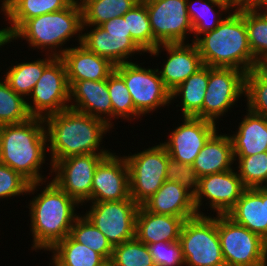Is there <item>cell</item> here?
<instances>
[{
	"mask_svg": "<svg viewBox=\"0 0 267 266\" xmlns=\"http://www.w3.org/2000/svg\"><path fill=\"white\" fill-rule=\"evenodd\" d=\"M43 120L46 124L47 142L50 143L47 147L52 154L51 166L57 160L70 156L111 153L99 148L103 135L111 128L101 119L68 108Z\"/></svg>",
	"mask_w": 267,
	"mask_h": 266,
	"instance_id": "1",
	"label": "cell"
},
{
	"mask_svg": "<svg viewBox=\"0 0 267 266\" xmlns=\"http://www.w3.org/2000/svg\"><path fill=\"white\" fill-rule=\"evenodd\" d=\"M203 34L193 39L203 65L251 71L255 58L248 41L245 6L228 13L214 30Z\"/></svg>",
	"mask_w": 267,
	"mask_h": 266,
	"instance_id": "2",
	"label": "cell"
},
{
	"mask_svg": "<svg viewBox=\"0 0 267 266\" xmlns=\"http://www.w3.org/2000/svg\"><path fill=\"white\" fill-rule=\"evenodd\" d=\"M44 124V125H43ZM47 135L42 118L0 126V163L18 172L30 184H43L39 172L45 163Z\"/></svg>",
	"mask_w": 267,
	"mask_h": 266,
	"instance_id": "3",
	"label": "cell"
},
{
	"mask_svg": "<svg viewBox=\"0 0 267 266\" xmlns=\"http://www.w3.org/2000/svg\"><path fill=\"white\" fill-rule=\"evenodd\" d=\"M79 203L64 192L53 180L41 194L30 201L31 231L35 250H50L70 234Z\"/></svg>",
	"mask_w": 267,
	"mask_h": 266,
	"instance_id": "4",
	"label": "cell"
},
{
	"mask_svg": "<svg viewBox=\"0 0 267 266\" xmlns=\"http://www.w3.org/2000/svg\"><path fill=\"white\" fill-rule=\"evenodd\" d=\"M83 18L81 6L71 3L62 10L46 13L28 19L9 39L22 38L29 42V46L45 50H51L53 56L57 57L58 46L69 41L73 35L79 32V45L82 43ZM72 36V37H71Z\"/></svg>",
	"mask_w": 267,
	"mask_h": 266,
	"instance_id": "5",
	"label": "cell"
},
{
	"mask_svg": "<svg viewBox=\"0 0 267 266\" xmlns=\"http://www.w3.org/2000/svg\"><path fill=\"white\" fill-rule=\"evenodd\" d=\"M179 242L186 266H226L218 235V215L186 219Z\"/></svg>",
	"mask_w": 267,
	"mask_h": 266,
	"instance_id": "6",
	"label": "cell"
},
{
	"mask_svg": "<svg viewBox=\"0 0 267 266\" xmlns=\"http://www.w3.org/2000/svg\"><path fill=\"white\" fill-rule=\"evenodd\" d=\"M218 235L226 266H267V241L226 214H218Z\"/></svg>",
	"mask_w": 267,
	"mask_h": 266,
	"instance_id": "7",
	"label": "cell"
},
{
	"mask_svg": "<svg viewBox=\"0 0 267 266\" xmlns=\"http://www.w3.org/2000/svg\"><path fill=\"white\" fill-rule=\"evenodd\" d=\"M124 157L128 164L130 197L138 205H142L166 181V166L170 156L160 143Z\"/></svg>",
	"mask_w": 267,
	"mask_h": 266,
	"instance_id": "8",
	"label": "cell"
},
{
	"mask_svg": "<svg viewBox=\"0 0 267 266\" xmlns=\"http://www.w3.org/2000/svg\"><path fill=\"white\" fill-rule=\"evenodd\" d=\"M114 70L123 78L131 94L135 117L171 103V92L165 87L158 69H146L129 62L116 65Z\"/></svg>",
	"mask_w": 267,
	"mask_h": 266,
	"instance_id": "9",
	"label": "cell"
},
{
	"mask_svg": "<svg viewBox=\"0 0 267 266\" xmlns=\"http://www.w3.org/2000/svg\"><path fill=\"white\" fill-rule=\"evenodd\" d=\"M82 45L113 65L129 63L127 58L134 53L145 51L131 38L127 18L115 17L100 26H95L87 34H82ZM127 59V60H126Z\"/></svg>",
	"mask_w": 267,
	"mask_h": 266,
	"instance_id": "10",
	"label": "cell"
},
{
	"mask_svg": "<svg viewBox=\"0 0 267 266\" xmlns=\"http://www.w3.org/2000/svg\"><path fill=\"white\" fill-rule=\"evenodd\" d=\"M67 70L61 57H55L45 68L34 86L30 99L27 100L28 111L32 117L46 118L49 115L68 109L70 101Z\"/></svg>",
	"mask_w": 267,
	"mask_h": 266,
	"instance_id": "11",
	"label": "cell"
},
{
	"mask_svg": "<svg viewBox=\"0 0 267 266\" xmlns=\"http://www.w3.org/2000/svg\"><path fill=\"white\" fill-rule=\"evenodd\" d=\"M91 203L85 216L105 235L112 247L135 237L139 205L131 197Z\"/></svg>",
	"mask_w": 267,
	"mask_h": 266,
	"instance_id": "12",
	"label": "cell"
},
{
	"mask_svg": "<svg viewBox=\"0 0 267 266\" xmlns=\"http://www.w3.org/2000/svg\"><path fill=\"white\" fill-rule=\"evenodd\" d=\"M147 8L154 37V49L160 44L184 43L193 33L187 0H141Z\"/></svg>",
	"mask_w": 267,
	"mask_h": 266,
	"instance_id": "13",
	"label": "cell"
},
{
	"mask_svg": "<svg viewBox=\"0 0 267 266\" xmlns=\"http://www.w3.org/2000/svg\"><path fill=\"white\" fill-rule=\"evenodd\" d=\"M245 76V72L234 68L209 67L202 119L216 123L245 94Z\"/></svg>",
	"mask_w": 267,
	"mask_h": 266,
	"instance_id": "14",
	"label": "cell"
},
{
	"mask_svg": "<svg viewBox=\"0 0 267 266\" xmlns=\"http://www.w3.org/2000/svg\"><path fill=\"white\" fill-rule=\"evenodd\" d=\"M109 154H83L57 160L51 170L53 181L70 197L83 205L91 201L93 175L99 162Z\"/></svg>",
	"mask_w": 267,
	"mask_h": 266,
	"instance_id": "15",
	"label": "cell"
},
{
	"mask_svg": "<svg viewBox=\"0 0 267 266\" xmlns=\"http://www.w3.org/2000/svg\"><path fill=\"white\" fill-rule=\"evenodd\" d=\"M184 123L162 143L171 158L192 165L208 139L217 131L216 123L198 117L184 116Z\"/></svg>",
	"mask_w": 267,
	"mask_h": 266,
	"instance_id": "16",
	"label": "cell"
},
{
	"mask_svg": "<svg viewBox=\"0 0 267 266\" xmlns=\"http://www.w3.org/2000/svg\"><path fill=\"white\" fill-rule=\"evenodd\" d=\"M237 173L231 169L200 177L198 190L194 195V205L198 215H203L199 209L205 197L210 200L209 206L217 211V215L227 214L246 189Z\"/></svg>",
	"mask_w": 267,
	"mask_h": 266,
	"instance_id": "17",
	"label": "cell"
},
{
	"mask_svg": "<svg viewBox=\"0 0 267 266\" xmlns=\"http://www.w3.org/2000/svg\"><path fill=\"white\" fill-rule=\"evenodd\" d=\"M129 197V171L126 158L110 153L95 169L91 202L121 201Z\"/></svg>",
	"mask_w": 267,
	"mask_h": 266,
	"instance_id": "18",
	"label": "cell"
},
{
	"mask_svg": "<svg viewBox=\"0 0 267 266\" xmlns=\"http://www.w3.org/2000/svg\"><path fill=\"white\" fill-rule=\"evenodd\" d=\"M161 48L166 49L169 57L163 69L160 71L158 69V72L170 92L203 66L198 48L193 41L186 45L185 43L160 44L149 52L150 56L158 55Z\"/></svg>",
	"mask_w": 267,
	"mask_h": 266,
	"instance_id": "19",
	"label": "cell"
},
{
	"mask_svg": "<svg viewBox=\"0 0 267 266\" xmlns=\"http://www.w3.org/2000/svg\"><path fill=\"white\" fill-rule=\"evenodd\" d=\"M57 57H61L65 63L69 87L80 80H105L115 68L108 59L89 51L82 44L58 50Z\"/></svg>",
	"mask_w": 267,
	"mask_h": 266,
	"instance_id": "20",
	"label": "cell"
},
{
	"mask_svg": "<svg viewBox=\"0 0 267 266\" xmlns=\"http://www.w3.org/2000/svg\"><path fill=\"white\" fill-rule=\"evenodd\" d=\"M69 99L75 104L69 108L101 119L112 127V103L110 100L107 79L105 80H80L74 82L69 88ZM74 97V98H73ZM106 116H102V115Z\"/></svg>",
	"mask_w": 267,
	"mask_h": 266,
	"instance_id": "21",
	"label": "cell"
},
{
	"mask_svg": "<svg viewBox=\"0 0 267 266\" xmlns=\"http://www.w3.org/2000/svg\"><path fill=\"white\" fill-rule=\"evenodd\" d=\"M226 215L267 241L266 188H246Z\"/></svg>",
	"mask_w": 267,
	"mask_h": 266,
	"instance_id": "22",
	"label": "cell"
},
{
	"mask_svg": "<svg viewBox=\"0 0 267 266\" xmlns=\"http://www.w3.org/2000/svg\"><path fill=\"white\" fill-rule=\"evenodd\" d=\"M142 206L152 213L181 217L184 221L198 215L194 196L180 184L167 180Z\"/></svg>",
	"mask_w": 267,
	"mask_h": 266,
	"instance_id": "23",
	"label": "cell"
},
{
	"mask_svg": "<svg viewBox=\"0 0 267 266\" xmlns=\"http://www.w3.org/2000/svg\"><path fill=\"white\" fill-rule=\"evenodd\" d=\"M183 223L184 220L181 217L152 213L139 205L135 237L146 245L157 242H176L179 241Z\"/></svg>",
	"mask_w": 267,
	"mask_h": 266,
	"instance_id": "24",
	"label": "cell"
},
{
	"mask_svg": "<svg viewBox=\"0 0 267 266\" xmlns=\"http://www.w3.org/2000/svg\"><path fill=\"white\" fill-rule=\"evenodd\" d=\"M230 135H218L216 131L196 156L192 166L199 177L231 170L234 163Z\"/></svg>",
	"mask_w": 267,
	"mask_h": 266,
	"instance_id": "25",
	"label": "cell"
},
{
	"mask_svg": "<svg viewBox=\"0 0 267 266\" xmlns=\"http://www.w3.org/2000/svg\"><path fill=\"white\" fill-rule=\"evenodd\" d=\"M79 0H11L2 11L10 27L3 28V38L8 40L28 19L67 8Z\"/></svg>",
	"mask_w": 267,
	"mask_h": 266,
	"instance_id": "26",
	"label": "cell"
},
{
	"mask_svg": "<svg viewBox=\"0 0 267 266\" xmlns=\"http://www.w3.org/2000/svg\"><path fill=\"white\" fill-rule=\"evenodd\" d=\"M247 111L238 131L230 135L234 156H252L267 151V118Z\"/></svg>",
	"mask_w": 267,
	"mask_h": 266,
	"instance_id": "27",
	"label": "cell"
},
{
	"mask_svg": "<svg viewBox=\"0 0 267 266\" xmlns=\"http://www.w3.org/2000/svg\"><path fill=\"white\" fill-rule=\"evenodd\" d=\"M209 80V66L203 65L171 92V99L182 97V116L202 119V106Z\"/></svg>",
	"mask_w": 267,
	"mask_h": 266,
	"instance_id": "28",
	"label": "cell"
},
{
	"mask_svg": "<svg viewBox=\"0 0 267 266\" xmlns=\"http://www.w3.org/2000/svg\"><path fill=\"white\" fill-rule=\"evenodd\" d=\"M53 251V266H98L105 259L90 247L76 242L70 235L58 241Z\"/></svg>",
	"mask_w": 267,
	"mask_h": 266,
	"instance_id": "29",
	"label": "cell"
},
{
	"mask_svg": "<svg viewBox=\"0 0 267 266\" xmlns=\"http://www.w3.org/2000/svg\"><path fill=\"white\" fill-rule=\"evenodd\" d=\"M141 0H86L80 6L82 9L83 29L86 26L101 24L123 16Z\"/></svg>",
	"mask_w": 267,
	"mask_h": 266,
	"instance_id": "30",
	"label": "cell"
},
{
	"mask_svg": "<svg viewBox=\"0 0 267 266\" xmlns=\"http://www.w3.org/2000/svg\"><path fill=\"white\" fill-rule=\"evenodd\" d=\"M55 58L51 55L45 59L33 62H23L13 65L5 75L10 88L22 97L30 96L34 86L41 77L44 68Z\"/></svg>",
	"mask_w": 267,
	"mask_h": 266,
	"instance_id": "31",
	"label": "cell"
},
{
	"mask_svg": "<svg viewBox=\"0 0 267 266\" xmlns=\"http://www.w3.org/2000/svg\"><path fill=\"white\" fill-rule=\"evenodd\" d=\"M76 242L82 243L99 253L104 259H110L113 247L105 235L94 226L86 216H78L69 234Z\"/></svg>",
	"mask_w": 267,
	"mask_h": 266,
	"instance_id": "32",
	"label": "cell"
},
{
	"mask_svg": "<svg viewBox=\"0 0 267 266\" xmlns=\"http://www.w3.org/2000/svg\"><path fill=\"white\" fill-rule=\"evenodd\" d=\"M245 6V25L249 46L255 59L267 58V11Z\"/></svg>",
	"mask_w": 267,
	"mask_h": 266,
	"instance_id": "33",
	"label": "cell"
},
{
	"mask_svg": "<svg viewBox=\"0 0 267 266\" xmlns=\"http://www.w3.org/2000/svg\"><path fill=\"white\" fill-rule=\"evenodd\" d=\"M31 117L27 100L12 90L5 79L0 81V126L22 123Z\"/></svg>",
	"mask_w": 267,
	"mask_h": 266,
	"instance_id": "34",
	"label": "cell"
},
{
	"mask_svg": "<svg viewBox=\"0 0 267 266\" xmlns=\"http://www.w3.org/2000/svg\"><path fill=\"white\" fill-rule=\"evenodd\" d=\"M197 1L198 4L196 2L192 3L189 2V0H187V11L193 27V33L195 34L194 35L195 40L198 38V35H200L201 37V34L203 35V33L214 30L223 21L224 18L219 17L223 13L221 14H218L219 12L215 13V10L213 11V5L217 6L219 8V11L221 10L220 12L229 11L227 7L221 6L211 1L207 0H197ZM194 3L200 5L195 6Z\"/></svg>",
	"mask_w": 267,
	"mask_h": 266,
	"instance_id": "35",
	"label": "cell"
},
{
	"mask_svg": "<svg viewBox=\"0 0 267 266\" xmlns=\"http://www.w3.org/2000/svg\"><path fill=\"white\" fill-rule=\"evenodd\" d=\"M127 18L128 32L131 38L145 51L154 49V37L149 21L146 5L140 1L123 15Z\"/></svg>",
	"mask_w": 267,
	"mask_h": 266,
	"instance_id": "36",
	"label": "cell"
},
{
	"mask_svg": "<svg viewBox=\"0 0 267 266\" xmlns=\"http://www.w3.org/2000/svg\"><path fill=\"white\" fill-rule=\"evenodd\" d=\"M114 266H156L148 246L136 237L113 247Z\"/></svg>",
	"mask_w": 267,
	"mask_h": 266,
	"instance_id": "37",
	"label": "cell"
},
{
	"mask_svg": "<svg viewBox=\"0 0 267 266\" xmlns=\"http://www.w3.org/2000/svg\"><path fill=\"white\" fill-rule=\"evenodd\" d=\"M238 157V158H237ZM238 159V175L246 188L264 187L267 183V151Z\"/></svg>",
	"mask_w": 267,
	"mask_h": 266,
	"instance_id": "38",
	"label": "cell"
},
{
	"mask_svg": "<svg viewBox=\"0 0 267 266\" xmlns=\"http://www.w3.org/2000/svg\"><path fill=\"white\" fill-rule=\"evenodd\" d=\"M107 87L112 103V118H135V107L123 78L114 70L107 78ZM125 117V118H124ZM130 117V118H129Z\"/></svg>",
	"mask_w": 267,
	"mask_h": 266,
	"instance_id": "39",
	"label": "cell"
},
{
	"mask_svg": "<svg viewBox=\"0 0 267 266\" xmlns=\"http://www.w3.org/2000/svg\"><path fill=\"white\" fill-rule=\"evenodd\" d=\"M39 183H29L18 172L14 171L7 165L0 163V198H8L12 196H19L24 193L32 194Z\"/></svg>",
	"mask_w": 267,
	"mask_h": 266,
	"instance_id": "40",
	"label": "cell"
},
{
	"mask_svg": "<svg viewBox=\"0 0 267 266\" xmlns=\"http://www.w3.org/2000/svg\"><path fill=\"white\" fill-rule=\"evenodd\" d=\"M166 180L180 184L194 196L198 190L200 177L192 165L180 163L169 157L166 166Z\"/></svg>",
	"mask_w": 267,
	"mask_h": 266,
	"instance_id": "41",
	"label": "cell"
},
{
	"mask_svg": "<svg viewBox=\"0 0 267 266\" xmlns=\"http://www.w3.org/2000/svg\"><path fill=\"white\" fill-rule=\"evenodd\" d=\"M245 95L248 110L267 118V83L260 82L251 72L246 73Z\"/></svg>",
	"mask_w": 267,
	"mask_h": 266,
	"instance_id": "42",
	"label": "cell"
},
{
	"mask_svg": "<svg viewBox=\"0 0 267 266\" xmlns=\"http://www.w3.org/2000/svg\"><path fill=\"white\" fill-rule=\"evenodd\" d=\"M156 266H182L184 257L179 241L147 245Z\"/></svg>",
	"mask_w": 267,
	"mask_h": 266,
	"instance_id": "43",
	"label": "cell"
},
{
	"mask_svg": "<svg viewBox=\"0 0 267 266\" xmlns=\"http://www.w3.org/2000/svg\"><path fill=\"white\" fill-rule=\"evenodd\" d=\"M250 72L260 82L267 83V58L255 59Z\"/></svg>",
	"mask_w": 267,
	"mask_h": 266,
	"instance_id": "44",
	"label": "cell"
},
{
	"mask_svg": "<svg viewBox=\"0 0 267 266\" xmlns=\"http://www.w3.org/2000/svg\"><path fill=\"white\" fill-rule=\"evenodd\" d=\"M207 1H211V2L217 3L221 6H225L228 9L234 8L235 11L238 10L242 6L240 4V0H207Z\"/></svg>",
	"mask_w": 267,
	"mask_h": 266,
	"instance_id": "45",
	"label": "cell"
},
{
	"mask_svg": "<svg viewBox=\"0 0 267 266\" xmlns=\"http://www.w3.org/2000/svg\"><path fill=\"white\" fill-rule=\"evenodd\" d=\"M262 0H240L242 6H257Z\"/></svg>",
	"mask_w": 267,
	"mask_h": 266,
	"instance_id": "46",
	"label": "cell"
},
{
	"mask_svg": "<svg viewBox=\"0 0 267 266\" xmlns=\"http://www.w3.org/2000/svg\"><path fill=\"white\" fill-rule=\"evenodd\" d=\"M98 266H114L112 259H105Z\"/></svg>",
	"mask_w": 267,
	"mask_h": 266,
	"instance_id": "47",
	"label": "cell"
},
{
	"mask_svg": "<svg viewBox=\"0 0 267 266\" xmlns=\"http://www.w3.org/2000/svg\"><path fill=\"white\" fill-rule=\"evenodd\" d=\"M9 41L3 38L2 30H0V47L7 44Z\"/></svg>",
	"mask_w": 267,
	"mask_h": 266,
	"instance_id": "48",
	"label": "cell"
},
{
	"mask_svg": "<svg viewBox=\"0 0 267 266\" xmlns=\"http://www.w3.org/2000/svg\"><path fill=\"white\" fill-rule=\"evenodd\" d=\"M260 9L264 8L265 6L267 7V0H262L258 5H257ZM264 8L267 11V8Z\"/></svg>",
	"mask_w": 267,
	"mask_h": 266,
	"instance_id": "49",
	"label": "cell"
},
{
	"mask_svg": "<svg viewBox=\"0 0 267 266\" xmlns=\"http://www.w3.org/2000/svg\"><path fill=\"white\" fill-rule=\"evenodd\" d=\"M11 0H3L1 10L10 2Z\"/></svg>",
	"mask_w": 267,
	"mask_h": 266,
	"instance_id": "50",
	"label": "cell"
},
{
	"mask_svg": "<svg viewBox=\"0 0 267 266\" xmlns=\"http://www.w3.org/2000/svg\"><path fill=\"white\" fill-rule=\"evenodd\" d=\"M266 212H267V189H266Z\"/></svg>",
	"mask_w": 267,
	"mask_h": 266,
	"instance_id": "51",
	"label": "cell"
},
{
	"mask_svg": "<svg viewBox=\"0 0 267 266\" xmlns=\"http://www.w3.org/2000/svg\"><path fill=\"white\" fill-rule=\"evenodd\" d=\"M81 2H79V5H81L83 2H85L86 0H80Z\"/></svg>",
	"mask_w": 267,
	"mask_h": 266,
	"instance_id": "52",
	"label": "cell"
}]
</instances>
